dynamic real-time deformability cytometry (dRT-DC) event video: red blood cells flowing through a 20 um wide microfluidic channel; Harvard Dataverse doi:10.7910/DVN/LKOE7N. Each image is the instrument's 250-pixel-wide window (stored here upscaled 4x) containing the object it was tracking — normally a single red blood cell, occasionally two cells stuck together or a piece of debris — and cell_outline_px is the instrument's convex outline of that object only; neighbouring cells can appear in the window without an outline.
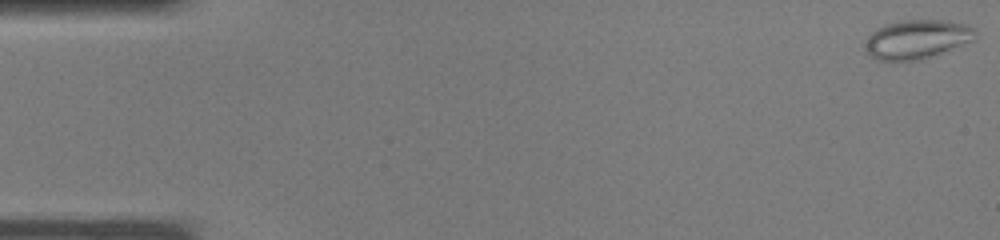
{"species": "common noctule bat (a hibernating species)", "species_latin": "Nyctalus noctula", "temperature_condition": "warm", "stored_images_in_passage": 7, "camera_frame_rate_fps": 3000, "um_per_image_px": 0.085, "animal": {"sex": "male", "body_mass_g": 19.0, "forearm_length_mm": 50.8}, "frame": {"image": 1, "passage_image": 1, "time_ms": 0.0, "image_size_px": [1000, 240], "cell_outline_px": [[976, 32], [972, 40], [924, 60], [876, 60], [864, 52], [864, 44], [868, 36], [876, 28], [900, 20], [940, 20], [964, 24], [972, 28]], "centroid_in_image_um": [77.86, 3.35], "position_along_channel_um": 7.1, "area_um2": 24.91}}